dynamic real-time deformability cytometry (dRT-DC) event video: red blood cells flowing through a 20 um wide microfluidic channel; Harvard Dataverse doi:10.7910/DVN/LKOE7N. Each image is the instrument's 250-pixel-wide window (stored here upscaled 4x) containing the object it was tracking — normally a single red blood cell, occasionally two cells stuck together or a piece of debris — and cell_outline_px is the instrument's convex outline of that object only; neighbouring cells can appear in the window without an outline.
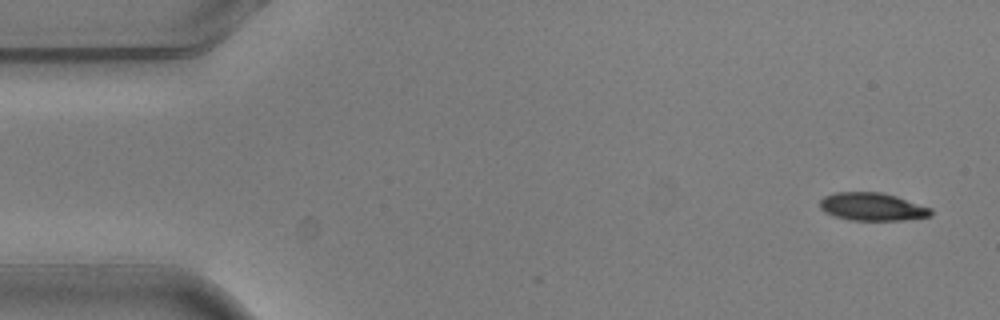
{"species": "common noctule bat (a hibernating species)", "species_latin": "Nyctalus noctula", "temperature_condition": "warm", "stored_images_in_passage": 5, "camera_frame_rate_fps": 3000, "um_per_image_px": 0.085, "animal": {"sex": "male", "body_mass_g": 20.5, "forearm_length_mm": 52.5}, "frame": {"image": 1, "passage_image": 1, "time_ms": 0.0, "image_size_px": [1000, 320], "cell_outline_px": [[932, 216], [904, 220], [852, 220], [836, 216], [824, 212], [820, 208], [820, 200], [824, 196], [836, 192], [880, 192], [896, 196], [932, 208]], "centroid_in_image_um": [74.15, 17.57], "position_along_channel_um": 10.8, "area_um2": 18.03}}
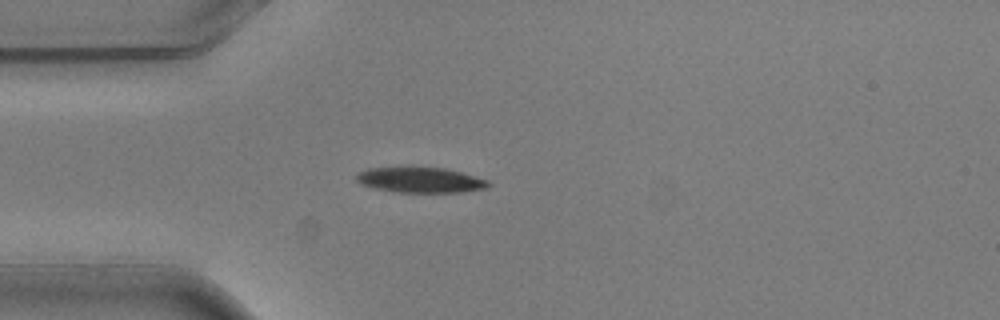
{"frame": {"image": 2, "passage_image": 4, "time_ms": 1.0, "image_size_px": [1000, 320], "cell_outline_px": [[492, 184], [488, 188], [464, 192], [392, 192], [372, 188], [360, 184], [356, 180], [356, 172], [368, 168], [400, 164], [412, 164], [444, 168], [460, 172], [488, 180]], "centroid_in_image_um": [35.64, 15.25], "position_along_channel_um": 49.4, "area_um2": 20.81}}